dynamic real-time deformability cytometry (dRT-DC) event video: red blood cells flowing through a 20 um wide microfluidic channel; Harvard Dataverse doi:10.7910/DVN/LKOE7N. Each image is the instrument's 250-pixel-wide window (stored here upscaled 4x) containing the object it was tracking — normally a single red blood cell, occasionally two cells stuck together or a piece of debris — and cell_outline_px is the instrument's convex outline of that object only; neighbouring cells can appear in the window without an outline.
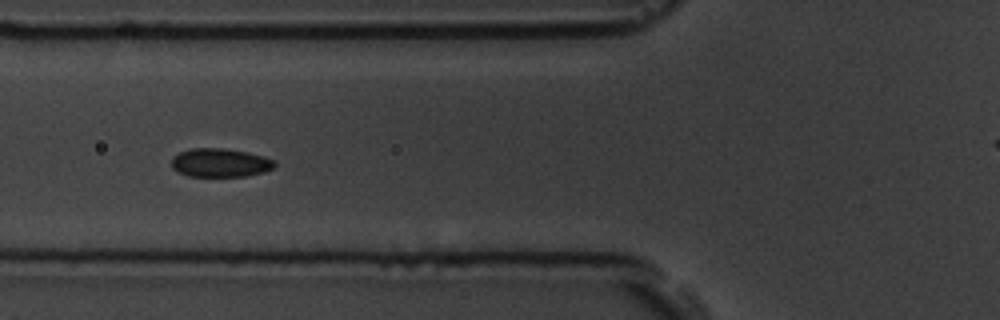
{"species": "common noctule bat (a hibernating species)", "species_latin": "Nyctalus noctula", "temperature_condition": "room temperature", "stored_images_in_passage": 10, "segment_of_instrument_passage": [1, 2], "camera_frame_rate_fps": 3000, "um_per_image_px": 0.085, "animal": {"sex": "male", "body_mass_g": 19.5, "forearm_length_mm": 54.6}, "frame": {"image": 1, "passage_image": 7, "time_ms": 7.0, "image_size_px": [1000, 320], "cell_outline_px": [[276, 164], [272, 168], [264, 172], [244, 176], [188, 176], [172, 168], [172, 156], [188, 148], [220, 148], [248, 152], [264, 156], [276, 160]], "centroid_in_image_um": [18.72, 13.82], "position_along_channel_um": 107.1, "area_um2": 17.22}}
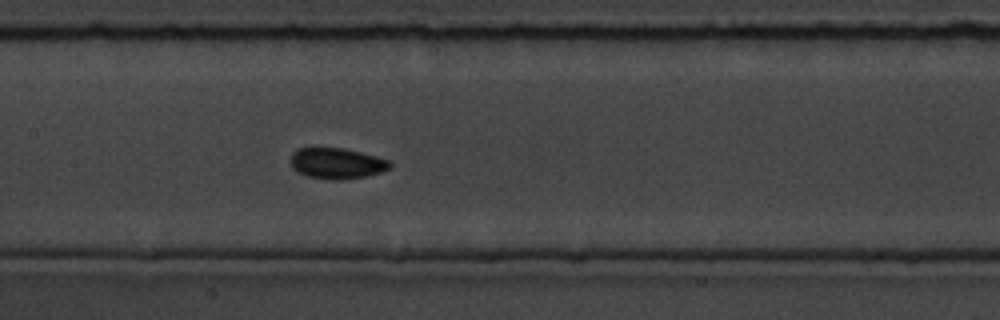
{"frame": {"image": 2, "passage_image": 9, "time_ms": 9.0, "image_size_px": [1000, 320], "cell_outline_px": [[392, 164], [388, 168], [380, 172], [364, 176], [344, 180], [332, 180], [308, 176], [296, 172], [292, 168], [292, 152], [296, 148], [312, 144], [344, 148], [376, 156], [388, 160]], "centroid_in_image_um": [28.54, 13.83], "position_along_channel_um": 178.9, "area_um2": 18.44}}